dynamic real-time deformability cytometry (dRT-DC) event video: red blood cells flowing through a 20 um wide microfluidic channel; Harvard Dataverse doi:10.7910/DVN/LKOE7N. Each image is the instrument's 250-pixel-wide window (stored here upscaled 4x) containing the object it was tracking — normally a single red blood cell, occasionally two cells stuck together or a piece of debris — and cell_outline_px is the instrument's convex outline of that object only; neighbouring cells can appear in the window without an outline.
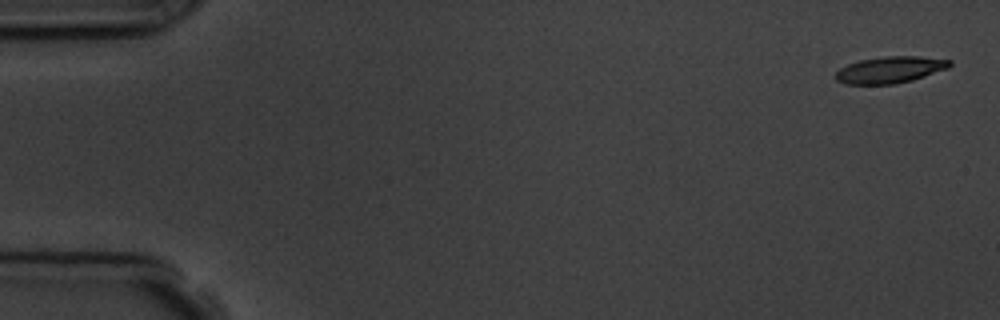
{"species": "common noctule bat (a hibernating species)", "species_latin": "Nyctalus noctula", "temperature_condition": "room temperature", "stored_images_in_passage": 5, "camera_frame_rate_fps": 3000, "um_per_image_px": 0.085, "animal": {"sex": "male", "body_mass_g": 19.5, "forearm_length_mm": 54.6}, "frame": {"image": 1, "passage_image": 1, "time_ms": 0.0, "image_size_px": [1000, 320], "cell_outline_px": [[952, 64], [948, 68], [912, 80], [892, 84], [844, 84], [836, 80], [836, 72], [840, 68], [848, 64], [860, 60], [884, 56], [920, 56], [952, 60]], "centroid_in_image_um": [75.66, 5.92], "position_along_channel_um": 9.3, "area_um2": 17.63}}
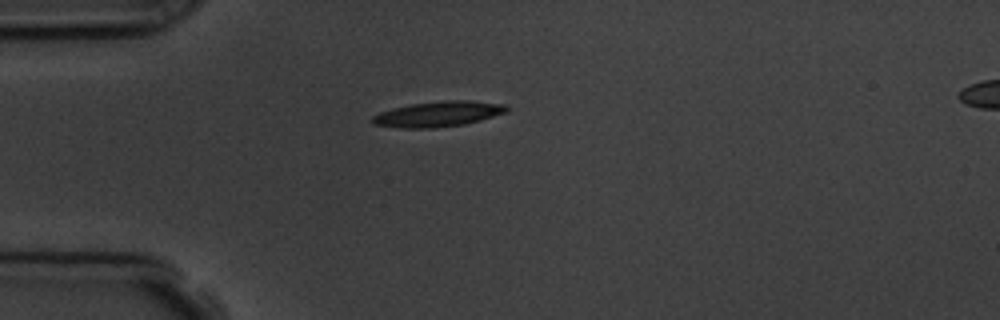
{"frame": {"image": 2, "passage_image": 5, "time_ms": 4.333, "image_size_px": [1000, 320], "cell_outline_px": [[508, 112], [480, 120], [464, 124], [432, 128], [400, 128], [372, 124], [372, 116], [380, 112], [392, 108], [412, 104], [444, 100], [472, 100], [508, 104]], "centroid_in_image_um": [37.28, 9.68], "position_along_channel_um": 47.7, "area_um2": 20.0}}